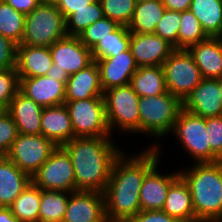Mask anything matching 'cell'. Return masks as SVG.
Here are the masks:
<instances>
[{
	"label": "cell",
	"instance_id": "obj_37",
	"mask_svg": "<svg viewBox=\"0 0 222 222\" xmlns=\"http://www.w3.org/2000/svg\"><path fill=\"white\" fill-rule=\"evenodd\" d=\"M181 12L165 10L157 24L154 34L167 40L177 49V36L180 28Z\"/></svg>",
	"mask_w": 222,
	"mask_h": 222
},
{
	"label": "cell",
	"instance_id": "obj_18",
	"mask_svg": "<svg viewBox=\"0 0 222 222\" xmlns=\"http://www.w3.org/2000/svg\"><path fill=\"white\" fill-rule=\"evenodd\" d=\"M103 94L100 71L95 60L87 67L70 75L65 85V101L104 98Z\"/></svg>",
	"mask_w": 222,
	"mask_h": 222
},
{
	"label": "cell",
	"instance_id": "obj_28",
	"mask_svg": "<svg viewBox=\"0 0 222 222\" xmlns=\"http://www.w3.org/2000/svg\"><path fill=\"white\" fill-rule=\"evenodd\" d=\"M189 10L209 37H222V0H192Z\"/></svg>",
	"mask_w": 222,
	"mask_h": 222
},
{
	"label": "cell",
	"instance_id": "obj_38",
	"mask_svg": "<svg viewBox=\"0 0 222 222\" xmlns=\"http://www.w3.org/2000/svg\"><path fill=\"white\" fill-rule=\"evenodd\" d=\"M19 91V77L17 69L0 70V107L7 111L9 103Z\"/></svg>",
	"mask_w": 222,
	"mask_h": 222
},
{
	"label": "cell",
	"instance_id": "obj_32",
	"mask_svg": "<svg viewBox=\"0 0 222 222\" xmlns=\"http://www.w3.org/2000/svg\"><path fill=\"white\" fill-rule=\"evenodd\" d=\"M198 18L190 11L181 12L180 28L177 36V49H188L208 39Z\"/></svg>",
	"mask_w": 222,
	"mask_h": 222
},
{
	"label": "cell",
	"instance_id": "obj_11",
	"mask_svg": "<svg viewBox=\"0 0 222 222\" xmlns=\"http://www.w3.org/2000/svg\"><path fill=\"white\" fill-rule=\"evenodd\" d=\"M58 146L43 135L18 134L6 156L32 176Z\"/></svg>",
	"mask_w": 222,
	"mask_h": 222
},
{
	"label": "cell",
	"instance_id": "obj_27",
	"mask_svg": "<svg viewBox=\"0 0 222 222\" xmlns=\"http://www.w3.org/2000/svg\"><path fill=\"white\" fill-rule=\"evenodd\" d=\"M130 86L140 97H153L167 92L163 67H138L130 80Z\"/></svg>",
	"mask_w": 222,
	"mask_h": 222
},
{
	"label": "cell",
	"instance_id": "obj_14",
	"mask_svg": "<svg viewBox=\"0 0 222 222\" xmlns=\"http://www.w3.org/2000/svg\"><path fill=\"white\" fill-rule=\"evenodd\" d=\"M182 103L183 109L203 118L222 116L219 79L203 78Z\"/></svg>",
	"mask_w": 222,
	"mask_h": 222
},
{
	"label": "cell",
	"instance_id": "obj_45",
	"mask_svg": "<svg viewBox=\"0 0 222 222\" xmlns=\"http://www.w3.org/2000/svg\"><path fill=\"white\" fill-rule=\"evenodd\" d=\"M166 10L183 12L190 8L192 0H161Z\"/></svg>",
	"mask_w": 222,
	"mask_h": 222
},
{
	"label": "cell",
	"instance_id": "obj_42",
	"mask_svg": "<svg viewBox=\"0 0 222 222\" xmlns=\"http://www.w3.org/2000/svg\"><path fill=\"white\" fill-rule=\"evenodd\" d=\"M128 222H180L169 216L163 210H140L137 215Z\"/></svg>",
	"mask_w": 222,
	"mask_h": 222
},
{
	"label": "cell",
	"instance_id": "obj_17",
	"mask_svg": "<svg viewBox=\"0 0 222 222\" xmlns=\"http://www.w3.org/2000/svg\"><path fill=\"white\" fill-rule=\"evenodd\" d=\"M19 91L43 107L65 104V84L48 76L19 77Z\"/></svg>",
	"mask_w": 222,
	"mask_h": 222
},
{
	"label": "cell",
	"instance_id": "obj_15",
	"mask_svg": "<svg viewBox=\"0 0 222 222\" xmlns=\"http://www.w3.org/2000/svg\"><path fill=\"white\" fill-rule=\"evenodd\" d=\"M130 50L137 65L141 67L162 66L175 48L154 33H131Z\"/></svg>",
	"mask_w": 222,
	"mask_h": 222
},
{
	"label": "cell",
	"instance_id": "obj_16",
	"mask_svg": "<svg viewBox=\"0 0 222 222\" xmlns=\"http://www.w3.org/2000/svg\"><path fill=\"white\" fill-rule=\"evenodd\" d=\"M100 71V84L103 91L130 84L138 65L131 50L120 52L117 56L95 60Z\"/></svg>",
	"mask_w": 222,
	"mask_h": 222
},
{
	"label": "cell",
	"instance_id": "obj_46",
	"mask_svg": "<svg viewBox=\"0 0 222 222\" xmlns=\"http://www.w3.org/2000/svg\"><path fill=\"white\" fill-rule=\"evenodd\" d=\"M46 76L63 82L66 85V82L69 78V75L66 71H61L59 68H56V64L53 63L52 67L48 70Z\"/></svg>",
	"mask_w": 222,
	"mask_h": 222
},
{
	"label": "cell",
	"instance_id": "obj_31",
	"mask_svg": "<svg viewBox=\"0 0 222 222\" xmlns=\"http://www.w3.org/2000/svg\"><path fill=\"white\" fill-rule=\"evenodd\" d=\"M131 32L127 26L121 25L116 31L109 33L91 50L93 60L117 56L120 52L130 49Z\"/></svg>",
	"mask_w": 222,
	"mask_h": 222
},
{
	"label": "cell",
	"instance_id": "obj_21",
	"mask_svg": "<svg viewBox=\"0 0 222 222\" xmlns=\"http://www.w3.org/2000/svg\"><path fill=\"white\" fill-rule=\"evenodd\" d=\"M43 108L18 91L9 103L7 112L15 121L20 134L39 135L41 134L40 121Z\"/></svg>",
	"mask_w": 222,
	"mask_h": 222
},
{
	"label": "cell",
	"instance_id": "obj_49",
	"mask_svg": "<svg viewBox=\"0 0 222 222\" xmlns=\"http://www.w3.org/2000/svg\"><path fill=\"white\" fill-rule=\"evenodd\" d=\"M219 87H220V93H221V98H222V77L219 78Z\"/></svg>",
	"mask_w": 222,
	"mask_h": 222
},
{
	"label": "cell",
	"instance_id": "obj_22",
	"mask_svg": "<svg viewBox=\"0 0 222 222\" xmlns=\"http://www.w3.org/2000/svg\"><path fill=\"white\" fill-rule=\"evenodd\" d=\"M187 50L192 55L203 78L222 77V37H209L190 46Z\"/></svg>",
	"mask_w": 222,
	"mask_h": 222
},
{
	"label": "cell",
	"instance_id": "obj_34",
	"mask_svg": "<svg viewBox=\"0 0 222 222\" xmlns=\"http://www.w3.org/2000/svg\"><path fill=\"white\" fill-rule=\"evenodd\" d=\"M104 17L100 1L95 0L85 8L76 10L66 19L68 36H79L89 25Z\"/></svg>",
	"mask_w": 222,
	"mask_h": 222
},
{
	"label": "cell",
	"instance_id": "obj_40",
	"mask_svg": "<svg viewBox=\"0 0 222 222\" xmlns=\"http://www.w3.org/2000/svg\"><path fill=\"white\" fill-rule=\"evenodd\" d=\"M19 132L15 121L7 111L0 114V156H6Z\"/></svg>",
	"mask_w": 222,
	"mask_h": 222
},
{
	"label": "cell",
	"instance_id": "obj_6",
	"mask_svg": "<svg viewBox=\"0 0 222 222\" xmlns=\"http://www.w3.org/2000/svg\"><path fill=\"white\" fill-rule=\"evenodd\" d=\"M103 97L110 132L117 126L118 129L129 133H139L140 96L130 84L107 89L104 91Z\"/></svg>",
	"mask_w": 222,
	"mask_h": 222
},
{
	"label": "cell",
	"instance_id": "obj_29",
	"mask_svg": "<svg viewBox=\"0 0 222 222\" xmlns=\"http://www.w3.org/2000/svg\"><path fill=\"white\" fill-rule=\"evenodd\" d=\"M9 207L19 222H39L40 188L31 181Z\"/></svg>",
	"mask_w": 222,
	"mask_h": 222
},
{
	"label": "cell",
	"instance_id": "obj_47",
	"mask_svg": "<svg viewBox=\"0 0 222 222\" xmlns=\"http://www.w3.org/2000/svg\"><path fill=\"white\" fill-rule=\"evenodd\" d=\"M0 222H19L12 214L10 207L0 206Z\"/></svg>",
	"mask_w": 222,
	"mask_h": 222
},
{
	"label": "cell",
	"instance_id": "obj_1",
	"mask_svg": "<svg viewBox=\"0 0 222 222\" xmlns=\"http://www.w3.org/2000/svg\"><path fill=\"white\" fill-rule=\"evenodd\" d=\"M154 144L132 158L124 152L116 158L103 192L108 222H128L141 210L140 189L145 175L159 162V147Z\"/></svg>",
	"mask_w": 222,
	"mask_h": 222
},
{
	"label": "cell",
	"instance_id": "obj_30",
	"mask_svg": "<svg viewBox=\"0 0 222 222\" xmlns=\"http://www.w3.org/2000/svg\"><path fill=\"white\" fill-rule=\"evenodd\" d=\"M68 193L40 189L39 222H62L68 205Z\"/></svg>",
	"mask_w": 222,
	"mask_h": 222
},
{
	"label": "cell",
	"instance_id": "obj_25",
	"mask_svg": "<svg viewBox=\"0 0 222 222\" xmlns=\"http://www.w3.org/2000/svg\"><path fill=\"white\" fill-rule=\"evenodd\" d=\"M162 210L180 222H198L189 186L181 176L170 185Z\"/></svg>",
	"mask_w": 222,
	"mask_h": 222
},
{
	"label": "cell",
	"instance_id": "obj_35",
	"mask_svg": "<svg viewBox=\"0 0 222 222\" xmlns=\"http://www.w3.org/2000/svg\"><path fill=\"white\" fill-rule=\"evenodd\" d=\"M121 25L108 17H103L89 25L78 36L80 41L92 50L100 40L109 36V33L116 31Z\"/></svg>",
	"mask_w": 222,
	"mask_h": 222
},
{
	"label": "cell",
	"instance_id": "obj_10",
	"mask_svg": "<svg viewBox=\"0 0 222 222\" xmlns=\"http://www.w3.org/2000/svg\"><path fill=\"white\" fill-rule=\"evenodd\" d=\"M41 190L75 192V173L67 152L58 146L49 159L31 176Z\"/></svg>",
	"mask_w": 222,
	"mask_h": 222
},
{
	"label": "cell",
	"instance_id": "obj_41",
	"mask_svg": "<svg viewBox=\"0 0 222 222\" xmlns=\"http://www.w3.org/2000/svg\"><path fill=\"white\" fill-rule=\"evenodd\" d=\"M17 44L0 34V70L16 67Z\"/></svg>",
	"mask_w": 222,
	"mask_h": 222
},
{
	"label": "cell",
	"instance_id": "obj_39",
	"mask_svg": "<svg viewBox=\"0 0 222 222\" xmlns=\"http://www.w3.org/2000/svg\"><path fill=\"white\" fill-rule=\"evenodd\" d=\"M206 130L209 134L211 163L222 161V116L206 118Z\"/></svg>",
	"mask_w": 222,
	"mask_h": 222
},
{
	"label": "cell",
	"instance_id": "obj_19",
	"mask_svg": "<svg viewBox=\"0 0 222 222\" xmlns=\"http://www.w3.org/2000/svg\"><path fill=\"white\" fill-rule=\"evenodd\" d=\"M158 163L145 175L140 189L141 210H162L170 185L180 173L162 176L156 170Z\"/></svg>",
	"mask_w": 222,
	"mask_h": 222
},
{
	"label": "cell",
	"instance_id": "obj_2",
	"mask_svg": "<svg viewBox=\"0 0 222 222\" xmlns=\"http://www.w3.org/2000/svg\"><path fill=\"white\" fill-rule=\"evenodd\" d=\"M109 137H74L61 146L73 164L76 191L104 192L113 164L122 152Z\"/></svg>",
	"mask_w": 222,
	"mask_h": 222
},
{
	"label": "cell",
	"instance_id": "obj_9",
	"mask_svg": "<svg viewBox=\"0 0 222 222\" xmlns=\"http://www.w3.org/2000/svg\"><path fill=\"white\" fill-rule=\"evenodd\" d=\"M172 131L196 163H211V148L208 141L209 134L206 130V118L182 108Z\"/></svg>",
	"mask_w": 222,
	"mask_h": 222
},
{
	"label": "cell",
	"instance_id": "obj_36",
	"mask_svg": "<svg viewBox=\"0 0 222 222\" xmlns=\"http://www.w3.org/2000/svg\"><path fill=\"white\" fill-rule=\"evenodd\" d=\"M103 9L104 17L128 26L130 23L137 0H99Z\"/></svg>",
	"mask_w": 222,
	"mask_h": 222
},
{
	"label": "cell",
	"instance_id": "obj_7",
	"mask_svg": "<svg viewBox=\"0 0 222 222\" xmlns=\"http://www.w3.org/2000/svg\"><path fill=\"white\" fill-rule=\"evenodd\" d=\"M167 91L182 102L203 77L187 49H175L162 64Z\"/></svg>",
	"mask_w": 222,
	"mask_h": 222
},
{
	"label": "cell",
	"instance_id": "obj_8",
	"mask_svg": "<svg viewBox=\"0 0 222 222\" xmlns=\"http://www.w3.org/2000/svg\"><path fill=\"white\" fill-rule=\"evenodd\" d=\"M74 137L110 136L104 98L65 101Z\"/></svg>",
	"mask_w": 222,
	"mask_h": 222
},
{
	"label": "cell",
	"instance_id": "obj_24",
	"mask_svg": "<svg viewBox=\"0 0 222 222\" xmlns=\"http://www.w3.org/2000/svg\"><path fill=\"white\" fill-rule=\"evenodd\" d=\"M31 181L7 156H0V206L9 207Z\"/></svg>",
	"mask_w": 222,
	"mask_h": 222
},
{
	"label": "cell",
	"instance_id": "obj_50",
	"mask_svg": "<svg viewBox=\"0 0 222 222\" xmlns=\"http://www.w3.org/2000/svg\"><path fill=\"white\" fill-rule=\"evenodd\" d=\"M2 112H4V110L0 107V114H1Z\"/></svg>",
	"mask_w": 222,
	"mask_h": 222
},
{
	"label": "cell",
	"instance_id": "obj_13",
	"mask_svg": "<svg viewBox=\"0 0 222 222\" xmlns=\"http://www.w3.org/2000/svg\"><path fill=\"white\" fill-rule=\"evenodd\" d=\"M49 48L56 68L66 71L69 76L94 61L92 51L80 41L78 36L67 35L54 42Z\"/></svg>",
	"mask_w": 222,
	"mask_h": 222
},
{
	"label": "cell",
	"instance_id": "obj_33",
	"mask_svg": "<svg viewBox=\"0 0 222 222\" xmlns=\"http://www.w3.org/2000/svg\"><path fill=\"white\" fill-rule=\"evenodd\" d=\"M25 16L5 1L0 0V34L11 39L17 45L21 44Z\"/></svg>",
	"mask_w": 222,
	"mask_h": 222
},
{
	"label": "cell",
	"instance_id": "obj_43",
	"mask_svg": "<svg viewBox=\"0 0 222 222\" xmlns=\"http://www.w3.org/2000/svg\"><path fill=\"white\" fill-rule=\"evenodd\" d=\"M94 1L95 0H58L55 5L66 20L76 10L85 8V6Z\"/></svg>",
	"mask_w": 222,
	"mask_h": 222
},
{
	"label": "cell",
	"instance_id": "obj_26",
	"mask_svg": "<svg viewBox=\"0 0 222 222\" xmlns=\"http://www.w3.org/2000/svg\"><path fill=\"white\" fill-rule=\"evenodd\" d=\"M165 10L161 0H137L128 30L139 34L154 33Z\"/></svg>",
	"mask_w": 222,
	"mask_h": 222
},
{
	"label": "cell",
	"instance_id": "obj_44",
	"mask_svg": "<svg viewBox=\"0 0 222 222\" xmlns=\"http://www.w3.org/2000/svg\"><path fill=\"white\" fill-rule=\"evenodd\" d=\"M13 7L16 11L27 15L31 13L39 4V0H3Z\"/></svg>",
	"mask_w": 222,
	"mask_h": 222
},
{
	"label": "cell",
	"instance_id": "obj_3",
	"mask_svg": "<svg viewBox=\"0 0 222 222\" xmlns=\"http://www.w3.org/2000/svg\"><path fill=\"white\" fill-rule=\"evenodd\" d=\"M188 184L198 222H222V161L195 163L179 172Z\"/></svg>",
	"mask_w": 222,
	"mask_h": 222
},
{
	"label": "cell",
	"instance_id": "obj_20",
	"mask_svg": "<svg viewBox=\"0 0 222 222\" xmlns=\"http://www.w3.org/2000/svg\"><path fill=\"white\" fill-rule=\"evenodd\" d=\"M41 135L62 146L74 138L70 114L65 104L44 107L41 115Z\"/></svg>",
	"mask_w": 222,
	"mask_h": 222
},
{
	"label": "cell",
	"instance_id": "obj_23",
	"mask_svg": "<svg viewBox=\"0 0 222 222\" xmlns=\"http://www.w3.org/2000/svg\"><path fill=\"white\" fill-rule=\"evenodd\" d=\"M52 65L53 60L49 47L17 45L16 69L18 77L46 76Z\"/></svg>",
	"mask_w": 222,
	"mask_h": 222
},
{
	"label": "cell",
	"instance_id": "obj_48",
	"mask_svg": "<svg viewBox=\"0 0 222 222\" xmlns=\"http://www.w3.org/2000/svg\"><path fill=\"white\" fill-rule=\"evenodd\" d=\"M40 3L55 4L58 0H39Z\"/></svg>",
	"mask_w": 222,
	"mask_h": 222
},
{
	"label": "cell",
	"instance_id": "obj_12",
	"mask_svg": "<svg viewBox=\"0 0 222 222\" xmlns=\"http://www.w3.org/2000/svg\"><path fill=\"white\" fill-rule=\"evenodd\" d=\"M62 222H108L104 194L84 190L71 192Z\"/></svg>",
	"mask_w": 222,
	"mask_h": 222
},
{
	"label": "cell",
	"instance_id": "obj_4",
	"mask_svg": "<svg viewBox=\"0 0 222 222\" xmlns=\"http://www.w3.org/2000/svg\"><path fill=\"white\" fill-rule=\"evenodd\" d=\"M139 133H149L157 138L172 132L179 112L183 108L182 101L170 92L161 95L140 97Z\"/></svg>",
	"mask_w": 222,
	"mask_h": 222
},
{
	"label": "cell",
	"instance_id": "obj_5",
	"mask_svg": "<svg viewBox=\"0 0 222 222\" xmlns=\"http://www.w3.org/2000/svg\"><path fill=\"white\" fill-rule=\"evenodd\" d=\"M65 36L66 20L55 4L40 3L25 16L21 44L50 47Z\"/></svg>",
	"mask_w": 222,
	"mask_h": 222
}]
</instances>
